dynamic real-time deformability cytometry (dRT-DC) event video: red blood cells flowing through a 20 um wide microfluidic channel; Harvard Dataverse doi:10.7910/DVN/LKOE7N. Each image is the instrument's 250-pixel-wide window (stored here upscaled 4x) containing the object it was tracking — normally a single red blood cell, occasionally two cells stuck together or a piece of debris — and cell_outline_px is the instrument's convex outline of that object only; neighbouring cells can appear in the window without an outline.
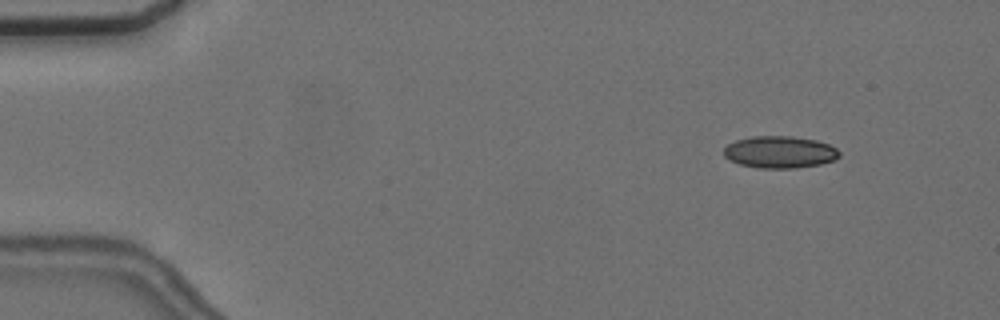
{"species": "common noctule bat (a hibernating species)", "species_latin": "Nyctalus noctula", "temperature_condition": "cold", "stored_images_in_passage": 4, "camera_frame_rate_fps": 3000, "um_per_image_px": 0.085, "animal": {"sex": "female", "body_mass_g": 24.6, "forearm_length_mm": 56.2}, "frame": {"image": 1, "passage_image": 1, "time_ms": 0.0, "image_size_px": [1000, 320], "cell_outline_px": [[840, 156], [836, 160], [820, 164], [796, 168], [760, 168], [740, 164], [728, 160], [724, 156], [724, 148], [728, 144], [736, 140], [752, 136], [792, 136], [816, 140], [828, 144], [836, 148], [840, 152]], "centroid_in_image_um": [66.29, 12.93], "position_along_channel_um": 18.7, "area_um2": 21.68}}
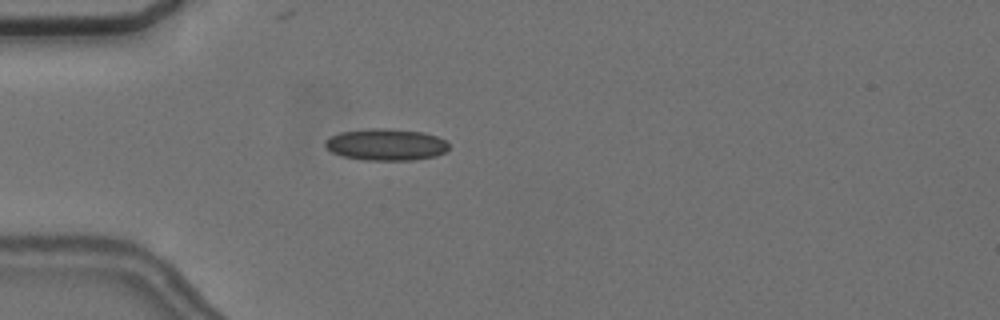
{"frame": {"image": 2, "passage_image": 4, "time_ms": 3.333, "image_size_px": [1000, 320], "cell_outline_px": [[448, 148], [444, 152], [436, 156], [412, 160], [364, 160], [344, 156], [332, 152], [324, 144], [324, 140], [340, 132], [368, 128], [384, 128], [424, 132], [436, 136], [444, 140], [448, 144]], "centroid_in_image_um": [32.8, 12.28], "position_along_channel_um": 52.2, "area_um2": 22.77}}